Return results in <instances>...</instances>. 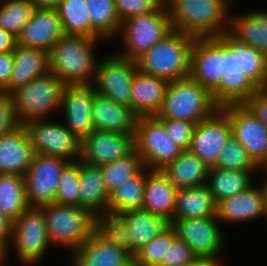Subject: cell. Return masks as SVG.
<instances>
[{"instance_id": "6da1fadb", "label": "cell", "mask_w": 267, "mask_h": 266, "mask_svg": "<svg viewBox=\"0 0 267 266\" xmlns=\"http://www.w3.org/2000/svg\"><path fill=\"white\" fill-rule=\"evenodd\" d=\"M232 0H165L173 30L194 38L219 37L229 30Z\"/></svg>"}, {"instance_id": "7a4b0ae2", "label": "cell", "mask_w": 267, "mask_h": 266, "mask_svg": "<svg viewBox=\"0 0 267 266\" xmlns=\"http://www.w3.org/2000/svg\"><path fill=\"white\" fill-rule=\"evenodd\" d=\"M96 41L64 33L49 51L50 72L66 86L92 85L98 64L93 51Z\"/></svg>"}, {"instance_id": "3957f363", "label": "cell", "mask_w": 267, "mask_h": 266, "mask_svg": "<svg viewBox=\"0 0 267 266\" xmlns=\"http://www.w3.org/2000/svg\"><path fill=\"white\" fill-rule=\"evenodd\" d=\"M194 37L173 30L136 60L141 73L175 81L189 76Z\"/></svg>"}, {"instance_id": "277c9868", "label": "cell", "mask_w": 267, "mask_h": 266, "mask_svg": "<svg viewBox=\"0 0 267 266\" xmlns=\"http://www.w3.org/2000/svg\"><path fill=\"white\" fill-rule=\"evenodd\" d=\"M220 107L212 93L190 76L170 81L158 119L198 123L212 116Z\"/></svg>"}, {"instance_id": "5b68a950", "label": "cell", "mask_w": 267, "mask_h": 266, "mask_svg": "<svg viewBox=\"0 0 267 266\" xmlns=\"http://www.w3.org/2000/svg\"><path fill=\"white\" fill-rule=\"evenodd\" d=\"M40 208L50 243L70 249L71 253L96 231V216L87 209L56 202Z\"/></svg>"}, {"instance_id": "8992f818", "label": "cell", "mask_w": 267, "mask_h": 266, "mask_svg": "<svg viewBox=\"0 0 267 266\" xmlns=\"http://www.w3.org/2000/svg\"><path fill=\"white\" fill-rule=\"evenodd\" d=\"M65 88L66 85L49 71L14 91L11 96L19 122L26 124L36 119L43 120L45 115L60 111Z\"/></svg>"}, {"instance_id": "52a82bcc", "label": "cell", "mask_w": 267, "mask_h": 266, "mask_svg": "<svg viewBox=\"0 0 267 266\" xmlns=\"http://www.w3.org/2000/svg\"><path fill=\"white\" fill-rule=\"evenodd\" d=\"M173 31L169 11L165 2L152 13L126 19L119 33L125 49L118 55L136 61L158 41Z\"/></svg>"}, {"instance_id": "ba28073f", "label": "cell", "mask_w": 267, "mask_h": 266, "mask_svg": "<svg viewBox=\"0 0 267 266\" xmlns=\"http://www.w3.org/2000/svg\"><path fill=\"white\" fill-rule=\"evenodd\" d=\"M135 151L150 170H161L184 150L171 140L156 116H140L135 128Z\"/></svg>"}, {"instance_id": "9c48e42d", "label": "cell", "mask_w": 267, "mask_h": 266, "mask_svg": "<svg viewBox=\"0 0 267 266\" xmlns=\"http://www.w3.org/2000/svg\"><path fill=\"white\" fill-rule=\"evenodd\" d=\"M12 245L20 262L26 265L38 264L51 244L43 210L40 207H28L14 222Z\"/></svg>"}, {"instance_id": "30bf717a", "label": "cell", "mask_w": 267, "mask_h": 266, "mask_svg": "<svg viewBox=\"0 0 267 266\" xmlns=\"http://www.w3.org/2000/svg\"><path fill=\"white\" fill-rule=\"evenodd\" d=\"M137 70L136 61L111 55L98 62L91 86L97 94L132 108V82Z\"/></svg>"}, {"instance_id": "8fae6325", "label": "cell", "mask_w": 267, "mask_h": 266, "mask_svg": "<svg viewBox=\"0 0 267 266\" xmlns=\"http://www.w3.org/2000/svg\"><path fill=\"white\" fill-rule=\"evenodd\" d=\"M68 163L61 158L34 154L28 171L24 175L26 200L29 207L55 203L58 182Z\"/></svg>"}, {"instance_id": "7c38bea8", "label": "cell", "mask_w": 267, "mask_h": 266, "mask_svg": "<svg viewBox=\"0 0 267 266\" xmlns=\"http://www.w3.org/2000/svg\"><path fill=\"white\" fill-rule=\"evenodd\" d=\"M25 125L29 130L35 153L61 158L68 162L80 159L81 140L65 124L36 119Z\"/></svg>"}, {"instance_id": "4fadbf2b", "label": "cell", "mask_w": 267, "mask_h": 266, "mask_svg": "<svg viewBox=\"0 0 267 266\" xmlns=\"http://www.w3.org/2000/svg\"><path fill=\"white\" fill-rule=\"evenodd\" d=\"M229 117L232 136L260 167L267 160V127L245 104L220 107Z\"/></svg>"}, {"instance_id": "5bb4252c", "label": "cell", "mask_w": 267, "mask_h": 266, "mask_svg": "<svg viewBox=\"0 0 267 266\" xmlns=\"http://www.w3.org/2000/svg\"><path fill=\"white\" fill-rule=\"evenodd\" d=\"M217 217H202L173 220L170 225L176 235L185 241L198 258L219 260L224 247V232H221Z\"/></svg>"}, {"instance_id": "9a60e30c", "label": "cell", "mask_w": 267, "mask_h": 266, "mask_svg": "<svg viewBox=\"0 0 267 266\" xmlns=\"http://www.w3.org/2000/svg\"><path fill=\"white\" fill-rule=\"evenodd\" d=\"M224 74V41L220 37L194 38L189 76L212 92Z\"/></svg>"}, {"instance_id": "2e32d148", "label": "cell", "mask_w": 267, "mask_h": 266, "mask_svg": "<svg viewBox=\"0 0 267 266\" xmlns=\"http://www.w3.org/2000/svg\"><path fill=\"white\" fill-rule=\"evenodd\" d=\"M231 136L229 117L219 108L212 116L196 124L189 151L209 168L214 167L222 148Z\"/></svg>"}, {"instance_id": "e0dca14e", "label": "cell", "mask_w": 267, "mask_h": 266, "mask_svg": "<svg viewBox=\"0 0 267 266\" xmlns=\"http://www.w3.org/2000/svg\"><path fill=\"white\" fill-rule=\"evenodd\" d=\"M135 152V134H121L93 130L81 141L80 160L102 166L132 155Z\"/></svg>"}, {"instance_id": "ac0fdd59", "label": "cell", "mask_w": 267, "mask_h": 266, "mask_svg": "<svg viewBox=\"0 0 267 266\" xmlns=\"http://www.w3.org/2000/svg\"><path fill=\"white\" fill-rule=\"evenodd\" d=\"M259 88L238 68L236 53L224 42V74L211 92L219 107L245 104Z\"/></svg>"}, {"instance_id": "d6986e66", "label": "cell", "mask_w": 267, "mask_h": 266, "mask_svg": "<svg viewBox=\"0 0 267 266\" xmlns=\"http://www.w3.org/2000/svg\"><path fill=\"white\" fill-rule=\"evenodd\" d=\"M94 88L91 85L66 86L61 102L66 127L81 141L93 131L92 105Z\"/></svg>"}, {"instance_id": "ffe728a7", "label": "cell", "mask_w": 267, "mask_h": 266, "mask_svg": "<svg viewBox=\"0 0 267 266\" xmlns=\"http://www.w3.org/2000/svg\"><path fill=\"white\" fill-rule=\"evenodd\" d=\"M31 136L25 124L0 138V174L24 177L34 157Z\"/></svg>"}, {"instance_id": "44dd1931", "label": "cell", "mask_w": 267, "mask_h": 266, "mask_svg": "<svg viewBox=\"0 0 267 266\" xmlns=\"http://www.w3.org/2000/svg\"><path fill=\"white\" fill-rule=\"evenodd\" d=\"M57 10L35 8L29 21L16 38V44L45 50L49 53L63 35Z\"/></svg>"}, {"instance_id": "7402d4cb", "label": "cell", "mask_w": 267, "mask_h": 266, "mask_svg": "<svg viewBox=\"0 0 267 266\" xmlns=\"http://www.w3.org/2000/svg\"><path fill=\"white\" fill-rule=\"evenodd\" d=\"M73 266H133V256L95 231L71 253Z\"/></svg>"}, {"instance_id": "603a6c76", "label": "cell", "mask_w": 267, "mask_h": 266, "mask_svg": "<svg viewBox=\"0 0 267 266\" xmlns=\"http://www.w3.org/2000/svg\"><path fill=\"white\" fill-rule=\"evenodd\" d=\"M91 113L93 130L135 134L138 116L127 105L119 104L94 91Z\"/></svg>"}, {"instance_id": "cb8c5ba5", "label": "cell", "mask_w": 267, "mask_h": 266, "mask_svg": "<svg viewBox=\"0 0 267 266\" xmlns=\"http://www.w3.org/2000/svg\"><path fill=\"white\" fill-rule=\"evenodd\" d=\"M14 67L7 88L2 92L11 95L35 78L47 74L49 70V53L33 47L16 44L13 49Z\"/></svg>"}, {"instance_id": "d4e9b609", "label": "cell", "mask_w": 267, "mask_h": 266, "mask_svg": "<svg viewBox=\"0 0 267 266\" xmlns=\"http://www.w3.org/2000/svg\"><path fill=\"white\" fill-rule=\"evenodd\" d=\"M253 183L236 195L217 204L219 222H246L264 216V185L252 187Z\"/></svg>"}, {"instance_id": "484cf974", "label": "cell", "mask_w": 267, "mask_h": 266, "mask_svg": "<svg viewBox=\"0 0 267 266\" xmlns=\"http://www.w3.org/2000/svg\"><path fill=\"white\" fill-rule=\"evenodd\" d=\"M177 190L161 170L149 169L145 181L143 209L171 223L174 220Z\"/></svg>"}, {"instance_id": "4316f807", "label": "cell", "mask_w": 267, "mask_h": 266, "mask_svg": "<svg viewBox=\"0 0 267 266\" xmlns=\"http://www.w3.org/2000/svg\"><path fill=\"white\" fill-rule=\"evenodd\" d=\"M169 81L136 71L132 82V110L138 116H156L163 106Z\"/></svg>"}, {"instance_id": "83f0119b", "label": "cell", "mask_w": 267, "mask_h": 266, "mask_svg": "<svg viewBox=\"0 0 267 266\" xmlns=\"http://www.w3.org/2000/svg\"><path fill=\"white\" fill-rule=\"evenodd\" d=\"M79 189L80 207L89 210L96 217L108 211L110 193L105 186L100 166L79 159Z\"/></svg>"}, {"instance_id": "f1b7e54d", "label": "cell", "mask_w": 267, "mask_h": 266, "mask_svg": "<svg viewBox=\"0 0 267 266\" xmlns=\"http://www.w3.org/2000/svg\"><path fill=\"white\" fill-rule=\"evenodd\" d=\"M202 217H217V204L207 184L178 189L174 220Z\"/></svg>"}, {"instance_id": "f546056e", "label": "cell", "mask_w": 267, "mask_h": 266, "mask_svg": "<svg viewBox=\"0 0 267 266\" xmlns=\"http://www.w3.org/2000/svg\"><path fill=\"white\" fill-rule=\"evenodd\" d=\"M229 18L228 32L267 58V12L253 11Z\"/></svg>"}, {"instance_id": "4dcf8cb0", "label": "cell", "mask_w": 267, "mask_h": 266, "mask_svg": "<svg viewBox=\"0 0 267 266\" xmlns=\"http://www.w3.org/2000/svg\"><path fill=\"white\" fill-rule=\"evenodd\" d=\"M210 168L195 154L184 150L161 171L177 188H189L207 183Z\"/></svg>"}, {"instance_id": "1f68e13d", "label": "cell", "mask_w": 267, "mask_h": 266, "mask_svg": "<svg viewBox=\"0 0 267 266\" xmlns=\"http://www.w3.org/2000/svg\"><path fill=\"white\" fill-rule=\"evenodd\" d=\"M121 214L128 223L133 245V256L170 225L164 218L154 215L143 208L128 210Z\"/></svg>"}, {"instance_id": "d6a6232c", "label": "cell", "mask_w": 267, "mask_h": 266, "mask_svg": "<svg viewBox=\"0 0 267 266\" xmlns=\"http://www.w3.org/2000/svg\"><path fill=\"white\" fill-rule=\"evenodd\" d=\"M147 167H143L136 175L123 181L109 194L108 211L123 213L128 210L142 209Z\"/></svg>"}, {"instance_id": "836d02e7", "label": "cell", "mask_w": 267, "mask_h": 266, "mask_svg": "<svg viewBox=\"0 0 267 266\" xmlns=\"http://www.w3.org/2000/svg\"><path fill=\"white\" fill-rule=\"evenodd\" d=\"M254 171L229 170L211 167L208 173L207 186L216 204L223 199L242 192L252 184Z\"/></svg>"}, {"instance_id": "e575fe53", "label": "cell", "mask_w": 267, "mask_h": 266, "mask_svg": "<svg viewBox=\"0 0 267 266\" xmlns=\"http://www.w3.org/2000/svg\"><path fill=\"white\" fill-rule=\"evenodd\" d=\"M219 37L236 53L238 68L260 88L267 74V58L253 47L239 42L228 31Z\"/></svg>"}, {"instance_id": "d590c367", "label": "cell", "mask_w": 267, "mask_h": 266, "mask_svg": "<svg viewBox=\"0 0 267 266\" xmlns=\"http://www.w3.org/2000/svg\"><path fill=\"white\" fill-rule=\"evenodd\" d=\"M28 207L24 177L0 174V211L14 222Z\"/></svg>"}, {"instance_id": "8d00e7d4", "label": "cell", "mask_w": 267, "mask_h": 266, "mask_svg": "<svg viewBox=\"0 0 267 266\" xmlns=\"http://www.w3.org/2000/svg\"><path fill=\"white\" fill-rule=\"evenodd\" d=\"M85 1L91 20V38L104 39L119 34L121 22L116 14L115 0Z\"/></svg>"}, {"instance_id": "74e56055", "label": "cell", "mask_w": 267, "mask_h": 266, "mask_svg": "<svg viewBox=\"0 0 267 266\" xmlns=\"http://www.w3.org/2000/svg\"><path fill=\"white\" fill-rule=\"evenodd\" d=\"M56 10L63 33L91 38V20L85 0H62Z\"/></svg>"}, {"instance_id": "f35d334b", "label": "cell", "mask_w": 267, "mask_h": 266, "mask_svg": "<svg viewBox=\"0 0 267 266\" xmlns=\"http://www.w3.org/2000/svg\"><path fill=\"white\" fill-rule=\"evenodd\" d=\"M96 231L109 244L120 247L133 256V245L128 223L121 213L107 211L97 216Z\"/></svg>"}, {"instance_id": "ab89813d", "label": "cell", "mask_w": 267, "mask_h": 266, "mask_svg": "<svg viewBox=\"0 0 267 266\" xmlns=\"http://www.w3.org/2000/svg\"><path fill=\"white\" fill-rule=\"evenodd\" d=\"M34 9L32 0H10L0 4V28L17 38Z\"/></svg>"}, {"instance_id": "60d3db41", "label": "cell", "mask_w": 267, "mask_h": 266, "mask_svg": "<svg viewBox=\"0 0 267 266\" xmlns=\"http://www.w3.org/2000/svg\"><path fill=\"white\" fill-rule=\"evenodd\" d=\"M100 167L105 186L110 193L123 181L136 175L144 167V164L135 151L128 157L115 160Z\"/></svg>"}, {"instance_id": "b9f144b4", "label": "cell", "mask_w": 267, "mask_h": 266, "mask_svg": "<svg viewBox=\"0 0 267 266\" xmlns=\"http://www.w3.org/2000/svg\"><path fill=\"white\" fill-rule=\"evenodd\" d=\"M175 230L169 225L153 240L145 244L133 256V266H159L166 256L167 245L171 244Z\"/></svg>"}, {"instance_id": "7bdbcfd3", "label": "cell", "mask_w": 267, "mask_h": 266, "mask_svg": "<svg viewBox=\"0 0 267 266\" xmlns=\"http://www.w3.org/2000/svg\"><path fill=\"white\" fill-rule=\"evenodd\" d=\"M215 167L242 171H256L260 169L244 147L233 136L222 148Z\"/></svg>"}, {"instance_id": "ee69618b", "label": "cell", "mask_w": 267, "mask_h": 266, "mask_svg": "<svg viewBox=\"0 0 267 266\" xmlns=\"http://www.w3.org/2000/svg\"><path fill=\"white\" fill-rule=\"evenodd\" d=\"M55 202L80 207L79 162H69L58 182Z\"/></svg>"}, {"instance_id": "f6af8a7d", "label": "cell", "mask_w": 267, "mask_h": 266, "mask_svg": "<svg viewBox=\"0 0 267 266\" xmlns=\"http://www.w3.org/2000/svg\"><path fill=\"white\" fill-rule=\"evenodd\" d=\"M164 2L165 0H115L116 14L122 23L129 18L152 13Z\"/></svg>"}, {"instance_id": "bcb514c9", "label": "cell", "mask_w": 267, "mask_h": 266, "mask_svg": "<svg viewBox=\"0 0 267 266\" xmlns=\"http://www.w3.org/2000/svg\"><path fill=\"white\" fill-rule=\"evenodd\" d=\"M197 258L190 246L175 235L170 245H167L166 256L159 266H185Z\"/></svg>"}, {"instance_id": "7dc6e473", "label": "cell", "mask_w": 267, "mask_h": 266, "mask_svg": "<svg viewBox=\"0 0 267 266\" xmlns=\"http://www.w3.org/2000/svg\"><path fill=\"white\" fill-rule=\"evenodd\" d=\"M166 133L183 150H189L196 123L184 120L159 119Z\"/></svg>"}, {"instance_id": "c3c4849f", "label": "cell", "mask_w": 267, "mask_h": 266, "mask_svg": "<svg viewBox=\"0 0 267 266\" xmlns=\"http://www.w3.org/2000/svg\"><path fill=\"white\" fill-rule=\"evenodd\" d=\"M20 125L21 123L16 117L12 96L0 93V138Z\"/></svg>"}, {"instance_id": "681fc988", "label": "cell", "mask_w": 267, "mask_h": 266, "mask_svg": "<svg viewBox=\"0 0 267 266\" xmlns=\"http://www.w3.org/2000/svg\"><path fill=\"white\" fill-rule=\"evenodd\" d=\"M245 105L267 127V95L258 89Z\"/></svg>"}, {"instance_id": "f907efd6", "label": "cell", "mask_w": 267, "mask_h": 266, "mask_svg": "<svg viewBox=\"0 0 267 266\" xmlns=\"http://www.w3.org/2000/svg\"><path fill=\"white\" fill-rule=\"evenodd\" d=\"M13 67V51L0 53V93L7 88Z\"/></svg>"}, {"instance_id": "816d5d0a", "label": "cell", "mask_w": 267, "mask_h": 266, "mask_svg": "<svg viewBox=\"0 0 267 266\" xmlns=\"http://www.w3.org/2000/svg\"><path fill=\"white\" fill-rule=\"evenodd\" d=\"M13 233V221L0 211V242L8 249Z\"/></svg>"}, {"instance_id": "f5cc1de1", "label": "cell", "mask_w": 267, "mask_h": 266, "mask_svg": "<svg viewBox=\"0 0 267 266\" xmlns=\"http://www.w3.org/2000/svg\"><path fill=\"white\" fill-rule=\"evenodd\" d=\"M16 45V37L0 28V53L13 51Z\"/></svg>"}, {"instance_id": "db71d44e", "label": "cell", "mask_w": 267, "mask_h": 266, "mask_svg": "<svg viewBox=\"0 0 267 266\" xmlns=\"http://www.w3.org/2000/svg\"><path fill=\"white\" fill-rule=\"evenodd\" d=\"M62 0H32L35 8L39 9H57Z\"/></svg>"}, {"instance_id": "11a10c76", "label": "cell", "mask_w": 267, "mask_h": 266, "mask_svg": "<svg viewBox=\"0 0 267 266\" xmlns=\"http://www.w3.org/2000/svg\"><path fill=\"white\" fill-rule=\"evenodd\" d=\"M221 260H214L209 258H195L191 263L185 266H222Z\"/></svg>"}, {"instance_id": "9f6ffc18", "label": "cell", "mask_w": 267, "mask_h": 266, "mask_svg": "<svg viewBox=\"0 0 267 266\" xmlns=\"http://www.w3.org/2000/svg\"><path fill=\"white\" fill-rule=\"evenodd\" d=\"M9 249H7L1 242H0V265L5 264V259L9 253L8 251Z\"/></svg>"}, {"instance_id": "6f0895ef", "label": "cell", "mask_w": 267, "mask_h": 266, "mask_svg": "<svg viewBox=\"0 0 267 266\" xmlns=\"http://www.w3.org/2000/svg\"><path fill=\"white\" fill-rule=\"evenodd\" d=\"M264 216L267 220V186L264 185Z\"/></svg>"}, {"instance_id": "680465c9", "label": "cell", "mask_w": 267, "mask_h": 266, "mask_svg": "<svg viewBox=\"0 0 267 266\" xmlns=\"http://www.w3.org/2000/svg\"><path fill=\"white\" fill-rule=\"evenodd\" d=\"M260 168L262 170H264L263 173L267 176V160L260 166ZM266 176H265V181L263 182L264 183L263 185H265V186H267V178H266Z\"/></svg>"}, {"instance_id": "91938a15", "label": "cell", "mask_w": 267, "mask_h": 266, "mask_svg": "<svg viewBox=\"0 0 267 266\" xmlns=\"http://www.w3.org/2000/svg\"><path fill=\"white\" fill-rule=\"evenodd\" d=\"M265 95H267V74L265 76L262 86L259 88Z\"/></svg>"}, {"instance_id": "94428289", "label": "cell", "mask_w": 267, "mask_h": 266, "mask_svg": "<svg viewBox=\"0 0 267 266\" xmlns=\"http://www.w3.org/2000/svg\"><path fill=\"white\" fill-rule=\"evenodd\" d=\"M8 1H10V0H0V4L1 3L4 4V3L8 2Z\"/></svg>"}]
</instances>
